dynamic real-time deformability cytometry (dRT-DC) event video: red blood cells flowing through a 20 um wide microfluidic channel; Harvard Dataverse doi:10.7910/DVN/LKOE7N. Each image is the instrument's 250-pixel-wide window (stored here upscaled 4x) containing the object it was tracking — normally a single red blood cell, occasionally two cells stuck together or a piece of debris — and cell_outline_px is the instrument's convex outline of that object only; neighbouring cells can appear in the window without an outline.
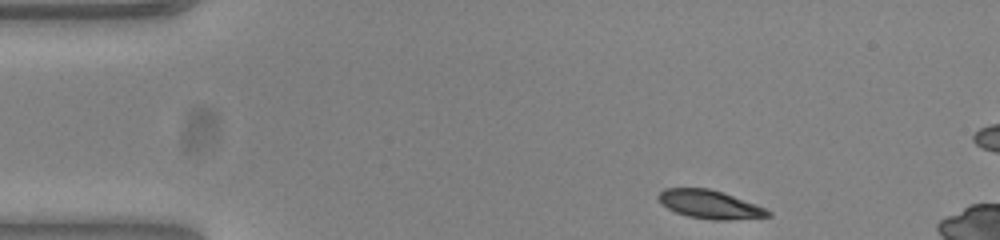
{"species": "common noctule bat (a hibernating species)", "species_latin": "Nyctalus noctula", "temperature_condition": "warm", "stored_images_in_passage": 47, "camera_frame_rate_fps": 3000, "um_per_image_px": 0.085, "animal": {"sex": "female", "body_mass_g": 23.0, "forearm_length_mm": 53.4}, "frame": {"image": 1, "passage_image": 1, "time_ms": 0.0, "image_size_px": [1000, 240], "cell_outline_px": [[772, 216], [724, 220], [712, 220], [688, 216], [676, 212], [668, 208], [656, 196], [664, 188], [708, 188], [732, 196], [764, 208], [772, 212]], "centroid_in_image_um": [60.31, 17.38], "position_along_channel_um": 24.7, "area_um2": 17.69}}
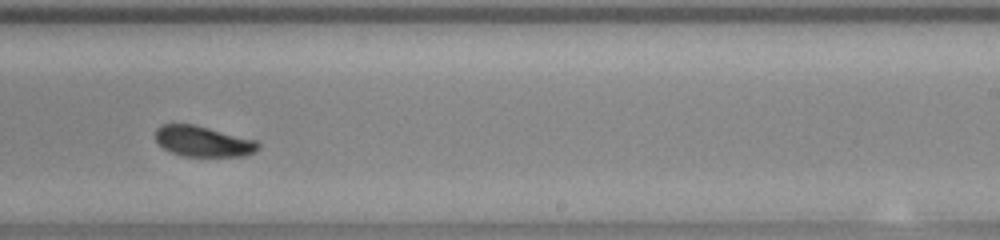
{"frame": {"image": 2, "passage_image": 26, "time_ms": 8.333, "image_size_px": [1000, 240], "cell_outline_px": [[260, 148], [256, 152], [244, 156], [184, 156], [172, 152], [164, 148], [156, 140], [156, 128], [160, 124], [192, 124], [256, 140], [260, 144]], "centroid_in_image_um": [17.28, 12.02], "position_along_channel_um": 271.7, "area_um2": 18.21}}
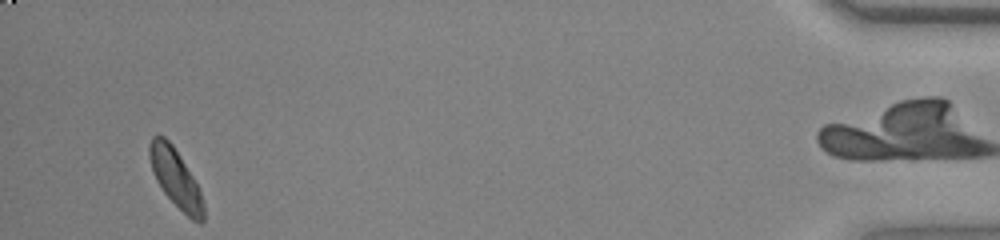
{"frame": {"image": 3, "passage_image": 44, "time_ms": 14.333, "image_size_px": [1000, 240], "cell_outline_px": [[204, 220], [200, 224], [192, 220], [164, 192], [156, 180], [152, 172], [148, 156], [148, 148], [152, 136], [164, 136], [172, 144], [180, 156], [200, 188], [204, 204]], "centroid_in_image_um": [14.93, 15.14], "position_along_channel_um": 420.3, "area_um2": 18.32}, "authors_computed_cell_mechanics": {"area_um2": 18.8428, "velocity_mm_per_s": 3.8284, "shape_relaxation_time_tau1_ms": 1.5493, "shape_relaxation_time_tau2_ms": null, "deformation_change_tau1": 0.1126, "deformation_change_tau2": null}}